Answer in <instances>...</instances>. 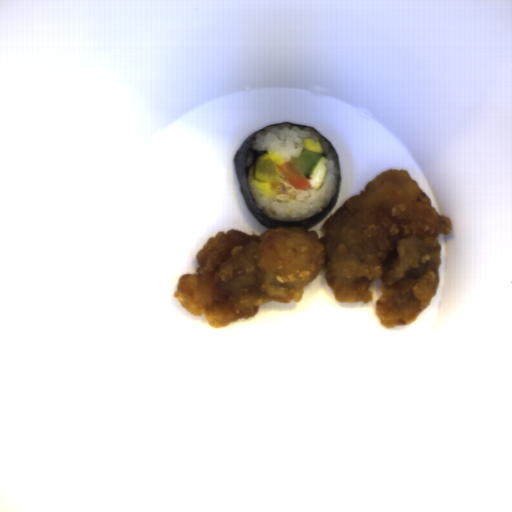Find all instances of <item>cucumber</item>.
Here are the masks:
<instances>
[{
    "instance_id": "8b760119",
    "label": "cucumber",
    "mask_w": 512,
    "mask_h": 512,
    "mask_svg": "<svg viewBox=\"0 0 512 512\" xmlns=\"http://www.w3.org/2000/svg\"><path fill=\"white\" fill-rule=\"evenodd\" d=\"M321 153L305 149L299 156L293 159V162L301 171L303 176H311L318 163L321 160Z\"/></svg>"
}]
</instances>
